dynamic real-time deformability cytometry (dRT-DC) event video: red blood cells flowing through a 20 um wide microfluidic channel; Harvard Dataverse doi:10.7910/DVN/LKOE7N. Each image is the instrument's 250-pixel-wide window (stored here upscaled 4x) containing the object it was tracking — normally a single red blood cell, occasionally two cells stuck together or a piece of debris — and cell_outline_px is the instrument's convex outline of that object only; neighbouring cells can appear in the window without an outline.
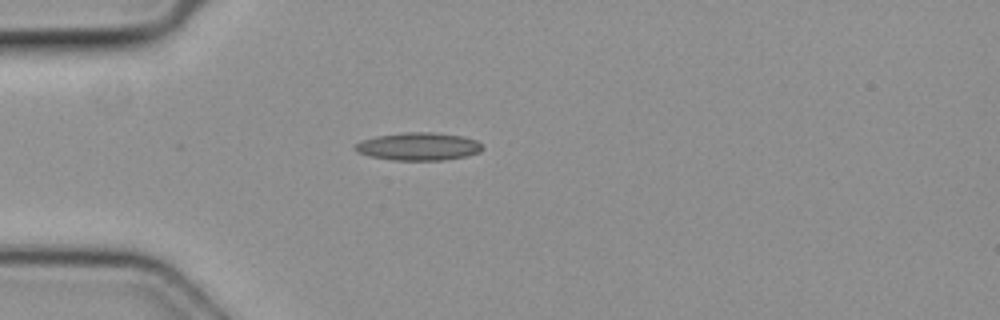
{"species": "common noctule bat (a hibernating species)", "species_latin": "Nyctalus noctula", "temperature_condition": "cold", "stored_images_in_passage": 1, "camera_frame_rate_fps": 3000, "um_per_image_px": 0.085, "animal": {"sex": "female", "body_mass_g": 19.3, "forearm_length_mm": 54.1}, "frame": {"image": 1, "passage_image": 1, "time_ms": 0.0, "image_size_px": [1000, 320], "cell_outline_px": [[484, 148], [480, 152], [464, 156], [444, 160], [392, 160], [368, 156], [352, 148], [360, 140], [376, 136], [408, 132], [428, 132], [464, 136], [476, 140]], "centroid_in_image_um": [35.56, 12.45], "position_along_channel_um": 49.4, "area_um2": 20.58}}